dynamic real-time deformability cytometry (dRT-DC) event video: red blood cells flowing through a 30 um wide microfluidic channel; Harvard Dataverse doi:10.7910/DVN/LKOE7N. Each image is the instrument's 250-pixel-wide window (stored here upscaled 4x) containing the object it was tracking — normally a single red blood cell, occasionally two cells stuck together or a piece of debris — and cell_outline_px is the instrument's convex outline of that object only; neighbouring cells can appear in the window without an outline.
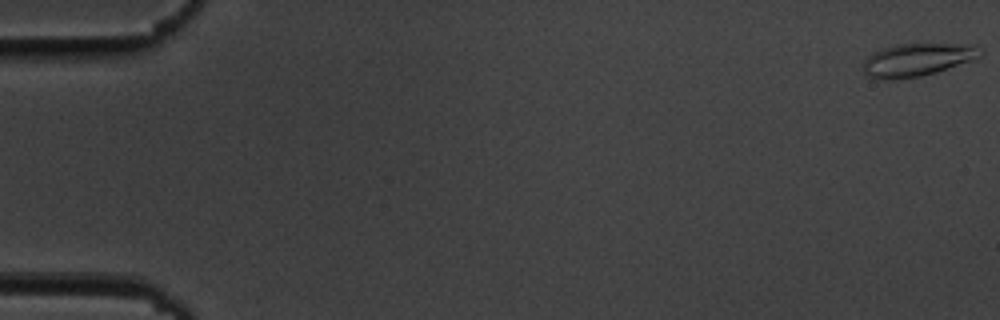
{"species": "common noctule bat (a hibernating species)", "species_latin": "Nyctalus noctula", "temperature_condition": "cold", "stored_images_in_passage": 55, "camera_frame_rate_fps": 3000, "um_per_image_px": 0.085, "animal": {"sex": "male", "body_mass_g": 19.5, "forearm_length_mm": 54.6}, "frame": {"image": 1, "passage_image": 1, "time_ms": 0.0, "image_size_px": [1000, 320], "cell_outline_px": [[976, 44], [972, 56], [968, 60], [936, 72], [920, 76], [888, 80], [876, 80], [868, 76], [864, 72], [864, 60], [872, 52], [880, 48], [896, 44]], "centroid_in_image_um": [77.74, 5.09], "position_along_channel_um": 7.3, "area_um2": 21.68}}
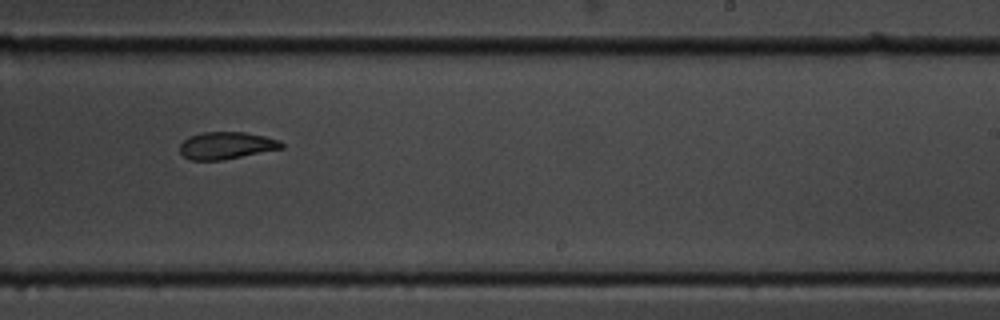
{"frame": {"image": 2, "passage_image": 35, "time_ms": 11.333, "image_size_px": [1000, 320], "cell_outline_px": [[284, 148], [224, 160], [192, 160], [184, 156], [180, 152], [180, 144], [188, 136], [204, 132], [244, 132], [264, 136], [280, 140], [284, 144]], "centroid_in_image_um": [19.26, 12.37], "position_along_channel_um": 269.7, "area_um2": 16.18}}
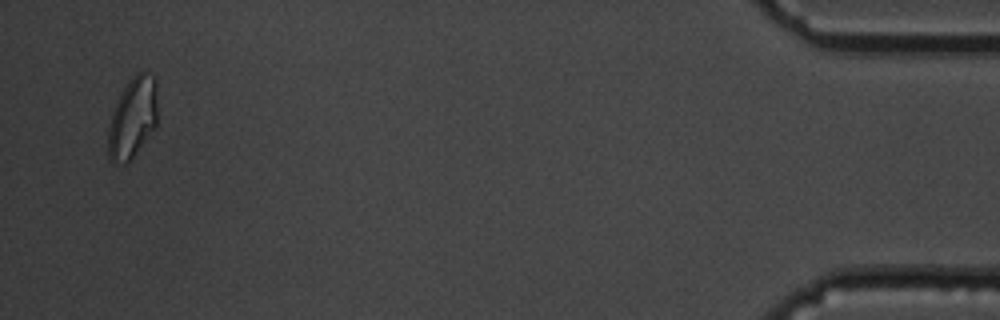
{"frame": {"image": 3, "passage_image": 54, "time_ms": 17.667, "image_size_px": [1000, 320], "cell_outline_px": [[156, 124], [132, 156], [124, 164], [112, 160], [108, 152], [108, 128], [112, 112], [120, 92], [128, 80], [136, 72], [144, 72], [156, 76]], "centroid_in_image_um": [11.26, 9.92], "position_along_channel_um": 423.9, "area_um2": 22.77}, "authors_computed_cell_mechanics": {"area_um2": 17.918, "velocity_mm_per_s": 3.6704, "shape_relaxation_time_tau1_ms": 5.5039, "shape_relaxation_time_tau2_ms": 4.3407, "deformation_change_tau1": 0.1419, "deformation_change_tau2": 0.0931}}